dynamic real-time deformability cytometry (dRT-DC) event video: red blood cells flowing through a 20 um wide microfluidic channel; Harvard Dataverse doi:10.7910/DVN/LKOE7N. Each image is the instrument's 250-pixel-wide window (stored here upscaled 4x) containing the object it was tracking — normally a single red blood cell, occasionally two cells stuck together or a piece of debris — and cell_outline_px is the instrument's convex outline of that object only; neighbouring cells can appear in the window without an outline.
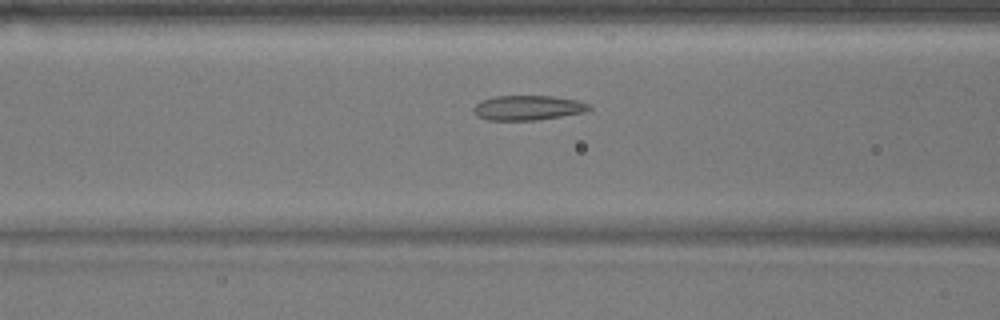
{"species": "common noctule bat (a hibernating species)", "species_latin": "Nyctalus noctula", "temperature_condition": "warm", "stored_images_in_passage": 34, "camera_frame_rate_fps": 3000, "um_per_image_px": 0.085, "animal": {"sex": "male", "body_mass_g": 17.9}, "frame": {"image": 1, "passage_image": 12, "time_ms": 3.667, "image_size_px": [1000, 320], "cell_outline_px": [[592, 108], [584, 112], [536, 120], [488, 120], [476, 116], [472, 112], [472, 108], [480, 100], [496, 96], [552, 96], [576, 100], [588, 104]], "centroid_in_image_um": [44.8, 9.16], "position_along_channel_um": 121.8, "area_um2": 16.65}}
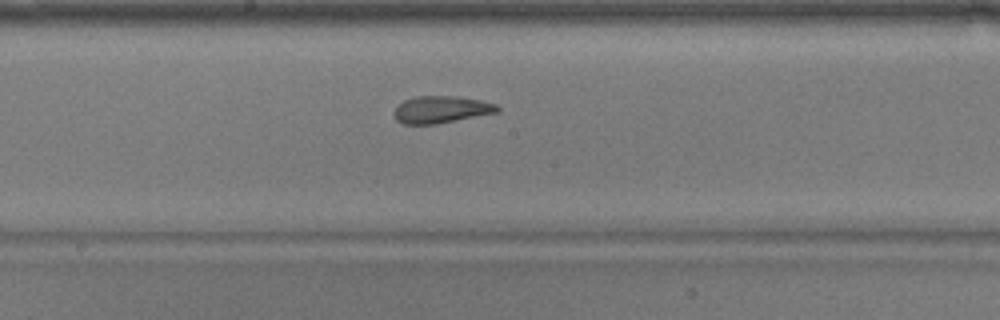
{"frame": {"image": 2, "passage_image": 19, "time_ms": 6.0, "image_size_px": [1000, 320], "cell_outline_px": [[500, 112], [436, 124], [404, 124], [396, 120], [392, 112], [404, 100], [416, 96], [456, 96], [480, 100], [496, 104], [500, 108]], "centroid_in_image_um": [37.51, 9.31], "position_along_channel_um": 210.7, "area_um2": 16.36}}
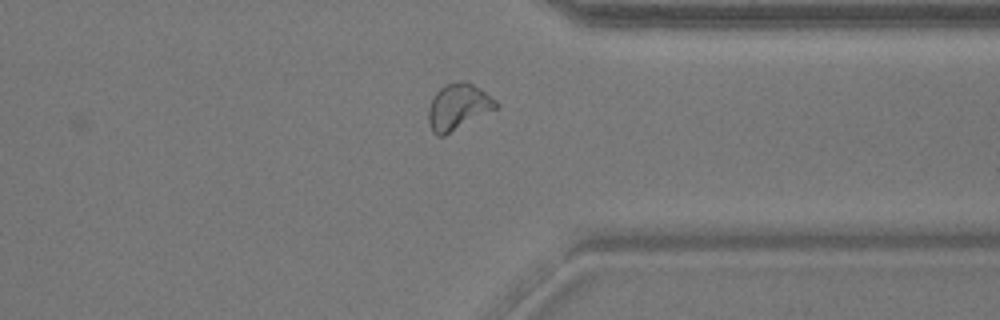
{"frame": {"image": 3, "passage_image": 32, "time_ms": 10.333, "image_size_px": [1000, 320], "cell_outline_px": [[500, 108], [444, 136], [436, 136], [432, 132], [428, 124], [428, 108], [436, 92], [444, 84], [460, 80], [468, 80], [480, 88], [496, 100], [500, 104]], "centroid_in_image_um": [38.97, 9.08], "position_along_channel_um": 372.4, "area_um2": 18.73}, "authors_computed_cell_mechanics": {"area_um2": 16.4152, "velocity_mm_per_s": 3.8121, "shape_relaxation_time_tau1_ms": null, "shape_relaxation_time_tau2_ms": 1.7037, "deformation_change_tau1": null, "deformation_change_tau2": 0.0799}}